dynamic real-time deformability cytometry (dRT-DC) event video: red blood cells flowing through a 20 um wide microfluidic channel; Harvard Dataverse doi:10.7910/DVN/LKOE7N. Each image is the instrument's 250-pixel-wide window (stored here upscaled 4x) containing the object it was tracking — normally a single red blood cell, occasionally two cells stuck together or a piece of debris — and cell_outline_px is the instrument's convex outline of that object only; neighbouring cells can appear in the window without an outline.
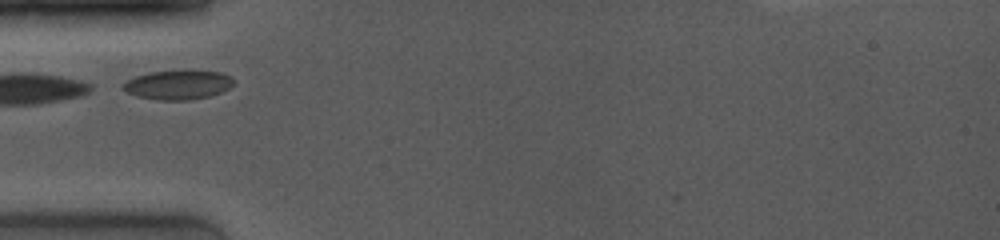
{"species": "common noctule bat (a hibernating species)", "species_latin": "Nyctalus noctula", "temperature_condition": "room temperature", "stored_images_in_passage": 4, "camera_frame_rate_fps": 4000, "um_per_image_px": 0.085, "animal": {"sex": "female", "body_mass_g": 19.0, "forearm_length_mm": 53.3}, "frame": {"image": 1, "passage_image": 1, "time_ms": 0.0, "image_size_px": [1000, 240], "cell_outline_px": [[236, 80], [228, 88], [212, 96], [188, 100], [156, 100], [136, 96], [120, 88], [120, 84], [136, 76], [148, 72], [220, 72], [232, 76]], "centroid_in_image_um": [15.1, 7.24], "position_along_channel_um": 69.9, "area_um2": 18.61}}